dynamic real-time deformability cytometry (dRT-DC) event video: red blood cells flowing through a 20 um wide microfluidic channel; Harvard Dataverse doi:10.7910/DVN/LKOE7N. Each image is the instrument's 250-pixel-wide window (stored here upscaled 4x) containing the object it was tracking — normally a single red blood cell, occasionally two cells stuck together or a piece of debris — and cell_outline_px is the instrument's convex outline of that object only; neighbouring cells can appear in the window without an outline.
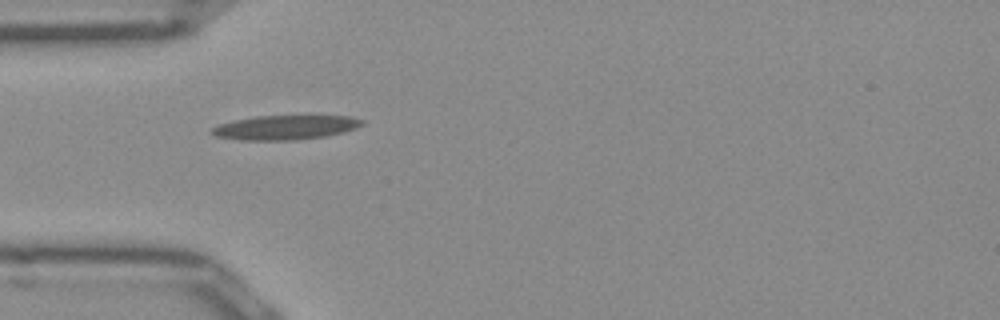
{"species": "Egyptian fruit bat (a non-hibernating species)", "species_latin": "Rousettus aegyptiacus", "temperature_condition": "room temperature", "stored_images_in_passage": 37, "camera_frame_rate_fps": 3000, "um_per_image_px": 0.085, "frame": {"image": 1, "passage_image": 1, "time_ms": 0.0, "image_size_px": [1000, 320], "cell_outline_px": [[364, 124], [356, 128], [344, 132], [324, 136], [296, 140], [240, 140], [216, 136], [208, 132], [212, 128], [220, 124], [236, 120], [256, 116], [308, 112], [352, 116], [364, 120]], "centroid_in_image_um": [24.37, 10.77], "position_along_channel_um": 60.6, "area_um2": 22.66}}
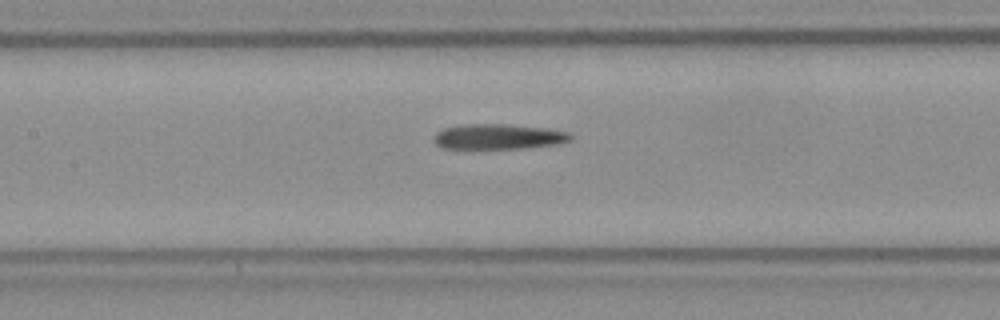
{"frame": {"image": 2, "passage_image": 9, "time_ms": 2.667, "image_size_px": [1000, 320], "cell_outline_px": [[572, 140], [556, 144], [528, 148], [440, 148], [432, 140], [436, 132], [444, 128], [464, 124], [504, 124], [548, 128], [568, 132], [572, 136]], "centroid_in_image_um": [42.35, 11.61], "position_along_channel_um": 165.0, "area_um2": 20.17}}
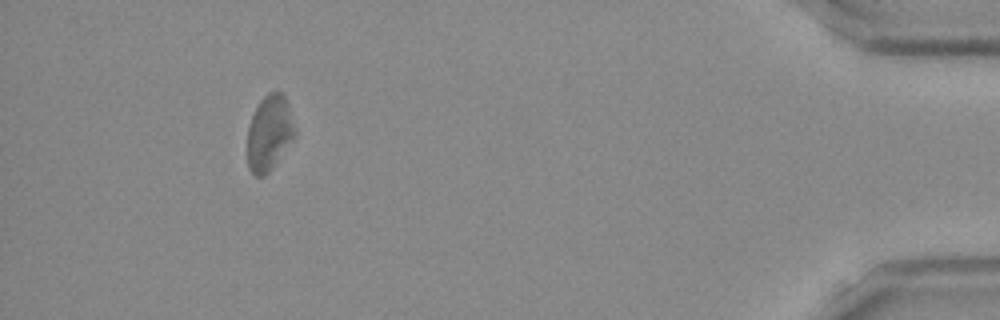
{"frame": {"image": 3, "passage_image": 33, "time_ms": 10.667, "image_size_px": [1000, 320], "cell_outline_px": [[296, 136], [268, 172], [264, 176], [256, 176], [248, 168], [248, 128], [252, 116], [260, 100], [268, 92], [280, 92], [284, 96], [288, 104], [296, 128]], "centroid_in_image_um": [22.91, 11.29], "position_along_channel_um": 412.3, "area_um2": 20.69}}